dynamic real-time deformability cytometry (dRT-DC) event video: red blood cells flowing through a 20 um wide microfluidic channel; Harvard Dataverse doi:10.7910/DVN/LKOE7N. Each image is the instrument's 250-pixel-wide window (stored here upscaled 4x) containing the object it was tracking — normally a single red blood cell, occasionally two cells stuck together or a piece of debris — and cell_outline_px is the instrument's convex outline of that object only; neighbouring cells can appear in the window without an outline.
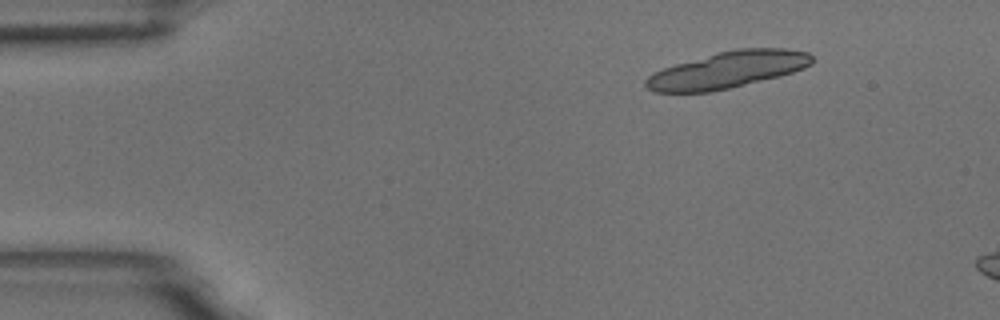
{"species": "common noctule bat (a hibernating species)", "species_latin": "Nyctalus noctula", "temperature_condition": "room temperature", "stored_images_in_passage": 6, "camera_frame_rate_fps": 3000, "um_per_image_px": 0.085, "animal": {"sex": "male", "body_mass_g": 18.8}, "frame": {"image": 1, "passage_image": 6, "time_ms": 1.667, "image_size_px": [1000, 320], "cell_outline_px": [[812, 64], [804, 68], [780, 76], [728, 88], [708, 92], [652, 92], [644, 84], [644, 80], [652, 72], [676, 64], [716, 52], [736, 48], [784, 48], [808, 52], [812, 56]], "centroid_in_image_um": [61.83, 5.93], "position_along_channel_um": 23.2, "area_um2": 35.37}}